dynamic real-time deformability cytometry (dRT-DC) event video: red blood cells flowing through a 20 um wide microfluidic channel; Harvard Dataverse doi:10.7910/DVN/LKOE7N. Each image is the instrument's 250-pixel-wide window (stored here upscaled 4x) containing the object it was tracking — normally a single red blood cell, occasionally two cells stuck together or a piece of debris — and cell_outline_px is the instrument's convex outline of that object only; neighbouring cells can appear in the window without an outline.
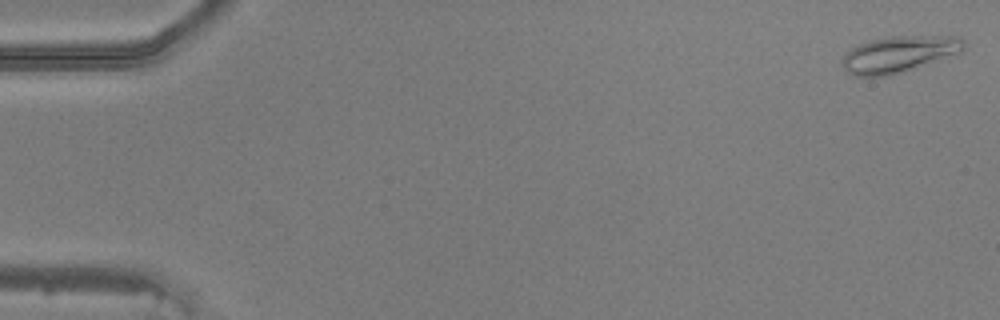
{"species": "common noctule bat (a hibernating species)", "species_latin": "Nyctalus noctula", "temperature_condition": "warm", "stored_images_in_passage": 49, "camera_frame_rate_fps": 3000, "um_per_image_px": 0.085, "animal": {"sex": "male", "body_mass_g": 20.5, "forearm_length_mm": 52.5}, "frame": {"image": 1, "passage_image": 1, "time_ms": 0.0, "image_size_px": [1000, 320], "cell_outline_px": [[964, 48], [960, 52], [888, 76], [856, 76], [848, 72], [840, 64], [844, 56], [852, 48], [860, 44], [872, 40], [892, 36], [956, 36], [964, 40]], "centroid_in_image_um": [76.38, 4.6], "position_along_channel_um": 8.6, "area_um2": 25.14}}
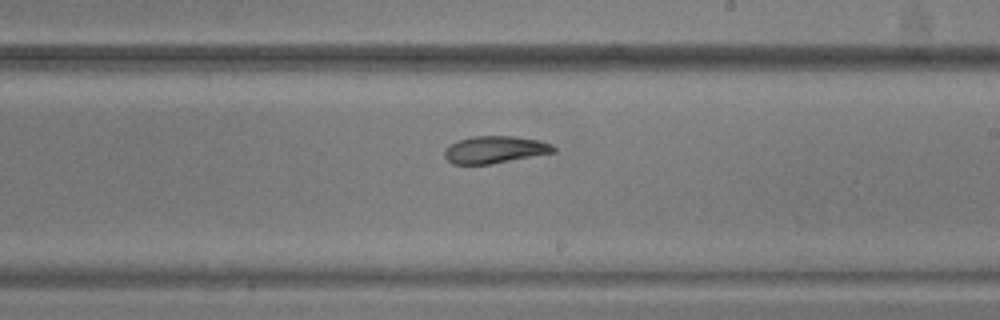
{"frame": {"image": 2, "passage_image": 29, "time_ms": 9.333, "image_size_px": [1000, 320], "cell_outline_px": [[556, 152], [492, 164], [452, 164], [444, 156], [444, 152], [456, 140], [472, 136], [512, 136], [540, 140], [552, 144], [556, 148]], "centroid_in_image_um": [42.09, 12.72], "position_along_channel_um": 246.9, "area_um2": 17.34}}
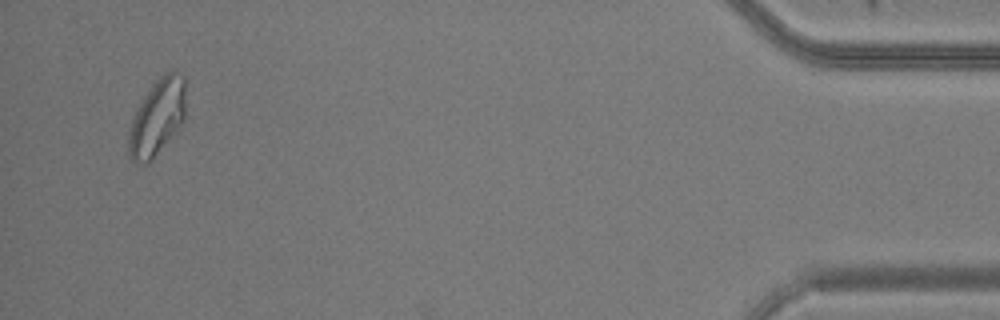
{"frame": {"image": 3, "passage_image": 47, "time_ms": 15.333, "image_size_px": [1000, 320], "cell_outline_px": [[184, 120], [180, 128], [152, 160], [148, 164], [136, 164], [132, 160], [128, 152], [128, 132], [132, 120], [148, 88], [160, 76], [176, 68], [184, 76]], "centroid_in_image_um": [13.36, 9.99], "position_along_channel_um": 421.8, "area_um2": 25.55}}